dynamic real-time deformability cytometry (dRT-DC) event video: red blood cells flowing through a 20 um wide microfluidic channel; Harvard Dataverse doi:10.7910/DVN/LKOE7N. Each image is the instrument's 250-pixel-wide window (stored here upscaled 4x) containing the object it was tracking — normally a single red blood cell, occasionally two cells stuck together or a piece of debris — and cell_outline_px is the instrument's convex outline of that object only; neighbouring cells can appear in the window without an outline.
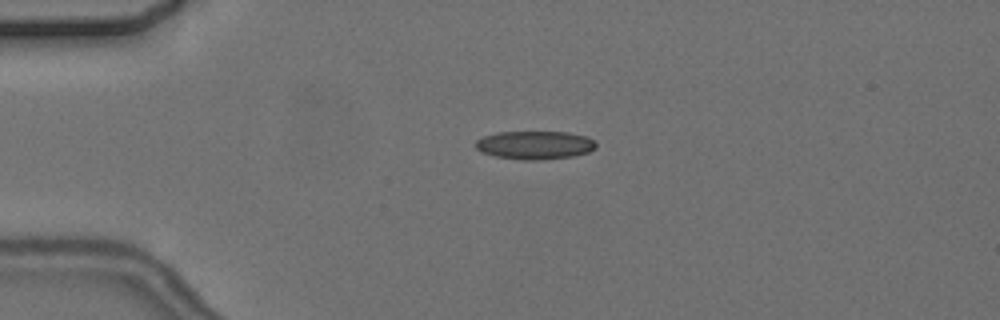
{"species": "common noctule bat (a hibernating species)", "species_latin": "Nyctalus noctula", "temperature_condition": "cold", "stored_images_in_passage": 3, "camera_frame_rate_fps": 3000, "um_per_image_px": 0.085, "animal": {"sex": "female", "body_mass_g": 24.6, "forearm_length_mm": 56.2}, "frame": {"image": 1, "passage_image": 3, "time_ms": 2.667, "image_size_px": [1000, 320], "cell_outline_px": [[596, 148], [588, 152], [572, 156], [544, 160], [520, 160], [496, 156], [480, 152], [476, 148], [476, 140], [484, 136], [496, 132], [568, 132], [588, 136], [596, 140]], "centroid_in_image_um": [45.49, 12.33], "position_along_channel_um": 39.5, "area_um2": 20.11}}